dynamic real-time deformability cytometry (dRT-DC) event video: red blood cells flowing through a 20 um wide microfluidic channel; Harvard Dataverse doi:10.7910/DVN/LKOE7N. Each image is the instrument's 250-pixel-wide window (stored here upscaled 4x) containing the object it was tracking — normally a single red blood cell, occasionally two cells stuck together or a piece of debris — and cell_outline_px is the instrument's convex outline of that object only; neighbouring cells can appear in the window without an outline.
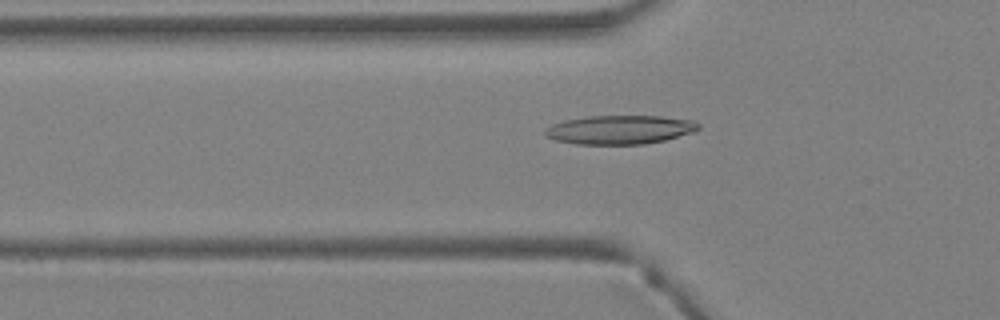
{"species": "Egyptian fruit bat (a non-hibernating species)", "species_latin": "Rousettus aegyptiacus", "temperature_condition": "warm", "stored_images_in_passage": 42, "camera_frame_rate_fps": 3000, "um_per_image_px": 0.085, "animal": {"sex": "female"}, "frame": {"image": 1, "passage_image": 15, "time_ms": 4.667, "image_size_px": [1000, 320], "cell_outline_px": [[700, 128], [692, 132], [664, 140], [644, 144], [576, 144], [556, 140], [548, 136], [544, 132], [544, 128], [552, 124], [564, 120], [588, 116], [660, 116], [692, 120], [700, 124]], "centroid_in_image_um": [52.67, 11.02], "position_along_channel_um": 73.1, "area_um2": 25.66}}
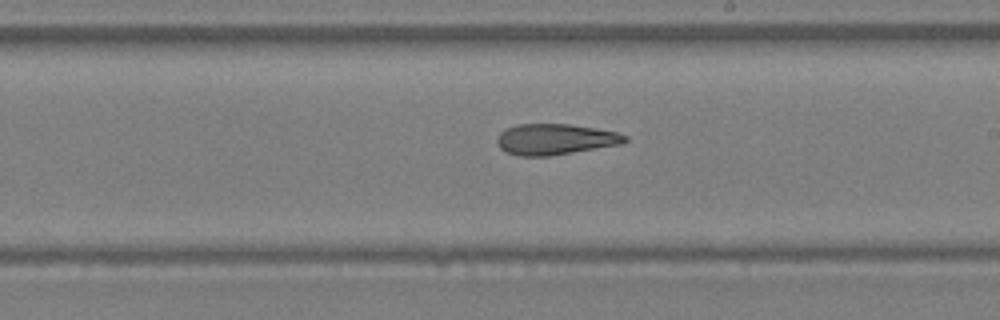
{"frame": {"image": 2, "passage_image": 25, "time_ms": 8.0, "image_size_px": [1000, 320], "cell_outline_px": [[628, 140], [624, 144], [548, 156], [520, 156], [508, 152], [500, 148], [496, 140], [500, 132], [516, 124], [568, 124], [596, 128], [616, 132], [628, 136]], "centroid_in_image_um": [47.22, 11.84], "position_along_channel_um": 241.8, "area_um2": 23.0}}
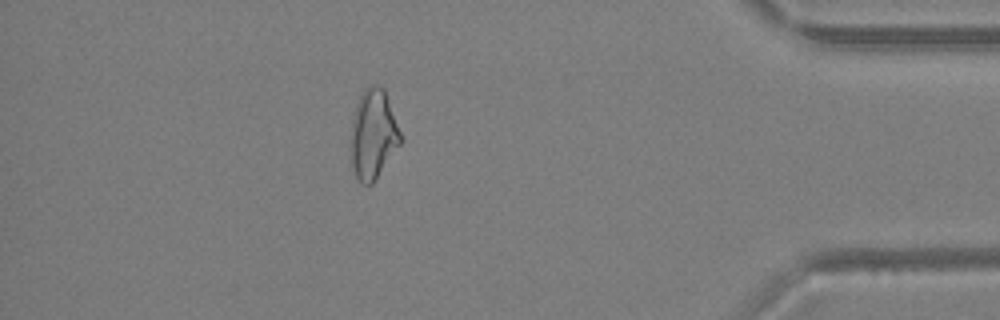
{"frame": {"image": 3, "passage_image": 37, "time_ms": 12.0, "image_size_px": [1000, 320], "cell_outline_px": [[404, 140], [376, 180], [372, 184], [360, 184], [356, 176], [352, 164], [348, 148], [348, 144], [356, 104], [364, 88], [368, 84], [376, 84], [384, 88]], "centroid_in_image_um": [31.72, 11.43], "position_along_channel_um": 403.5, "area_um2": 26.7}}